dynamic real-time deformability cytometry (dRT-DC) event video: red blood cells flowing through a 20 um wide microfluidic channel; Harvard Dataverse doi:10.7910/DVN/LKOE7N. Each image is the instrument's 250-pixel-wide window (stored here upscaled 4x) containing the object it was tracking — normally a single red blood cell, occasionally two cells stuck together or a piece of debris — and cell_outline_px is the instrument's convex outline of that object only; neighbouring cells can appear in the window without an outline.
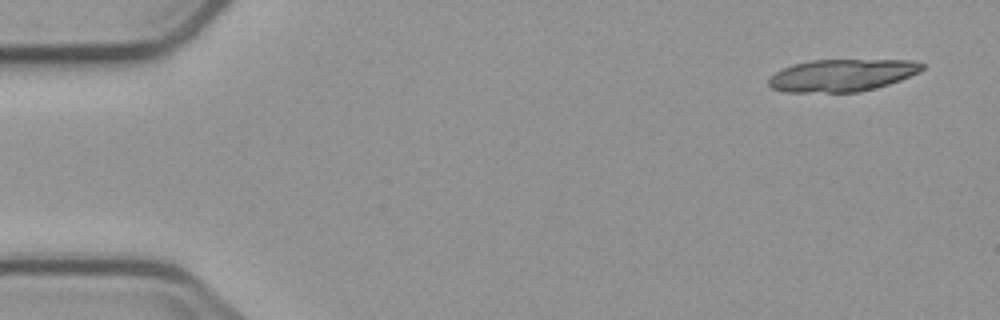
{"species": "common noctule bat (a hibernating species)", "species_latin": "Nyctalus noctula", "temperature_condition": "cold", "stored_images_in_passage": 6, "camera_frame_rate_fps": 3000, "um_per_image_px": 0.085, "animal": {"sex": "male", "body_mass_g": 23.1, "forearm_length_mm": 52.7}, "frame": {"image": 1, "passage_image": 1, "time_ms": 0.0, "image_size_px": [1000, 320], "cell_outline_px": [[924, 68], [920, 72], [900, 80], [888, 84], [856, 92], [784, 92], [772, 88], [768, 84], [768, 80], [776, 72], [792, 64], [812, 60], [912, 60], [924, 64]], "centroid_in_image_um": [71.57, 6.39], "position_along_channel_um": 13.4, "area_um2": 28.67}}